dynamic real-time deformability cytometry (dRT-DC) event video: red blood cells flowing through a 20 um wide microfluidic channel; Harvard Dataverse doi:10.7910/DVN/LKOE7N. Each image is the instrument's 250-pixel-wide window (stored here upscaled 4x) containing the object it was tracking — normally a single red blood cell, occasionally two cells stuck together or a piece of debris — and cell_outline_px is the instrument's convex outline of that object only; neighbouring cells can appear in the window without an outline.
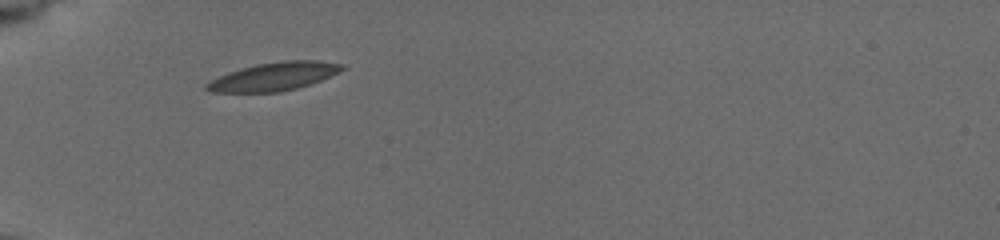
{"species": "common noctule bat (a hibernating species)", "species_latin": "Nyctalus noctula", "temperature_condition": "cold", "stored_images_in_passage": 11, "camera_frame_rate_fps": 3000, "um_per_image_px": 0.085, "animal": {"sex": "female", "body_mass_g": 19.5, "forearm_length_mm": 54.1}, "frame": {"image": 1, "passage_image": 1, "time_ms": 0.0, "image_size_px": [1000, 240], "cell_outline_px": [[344, 68], [320, 80], [296, 88], [280, 92], [212, 92], [204, 88], [204, 84], [220, 76], [240, 68], [256, 64], [284, 60], [312, 60], [340, 64]], "centroid_in_image_um": [23.21, 6.5], "position_along_channel_um": 61.8, "area_um2": 21.79}}
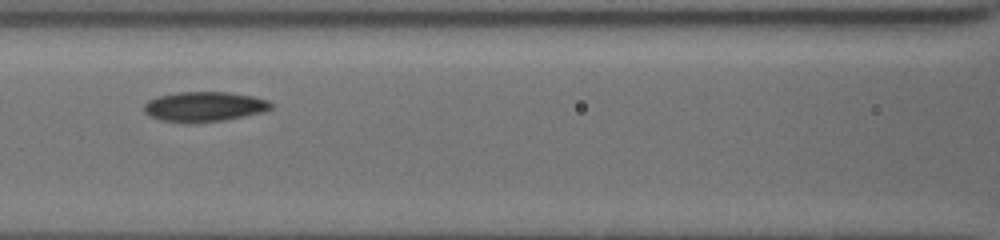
{"frame": {"image": 2, "passage_image": 7, "time_ms": 2.667, "image_size_px": [1000, 240], "cell_outline_px": [[272, 108], [260, 112], [224, 120], [164, 120], [152, 116], [144, 112], [144, 104], [148, 100], [160, 96], [180, 92], [228, 92], [252, 96], [268, 100], [272, 104]], "centroid_in_image_um": [17.39, 9.01], "position_along_channel_um": 149.2, "area_um2": 21.04}}
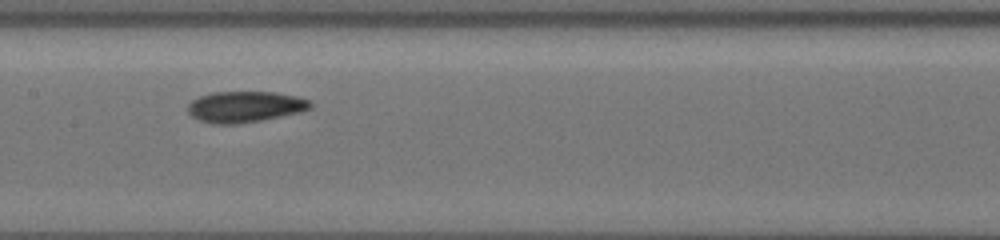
{"frame": {"image": 3, "passage_image": 10, "time_ms": 3.667, "image_size_px": [1000, 240], "cell_outline_px": [[312, 104], [308, 108], [296, 112], [260, 120], [232, 124], [216, 124], [200, 120], [192, 116], [188, 112], [188, 104], [192, 100], [200, 96], [212, 92], [272, 92], [296, 96], [308, 100]], "centroid_in_image_um": [20.75, 9.06], "position_along_channel_um": 186.6, "area_um2": 21.62}}